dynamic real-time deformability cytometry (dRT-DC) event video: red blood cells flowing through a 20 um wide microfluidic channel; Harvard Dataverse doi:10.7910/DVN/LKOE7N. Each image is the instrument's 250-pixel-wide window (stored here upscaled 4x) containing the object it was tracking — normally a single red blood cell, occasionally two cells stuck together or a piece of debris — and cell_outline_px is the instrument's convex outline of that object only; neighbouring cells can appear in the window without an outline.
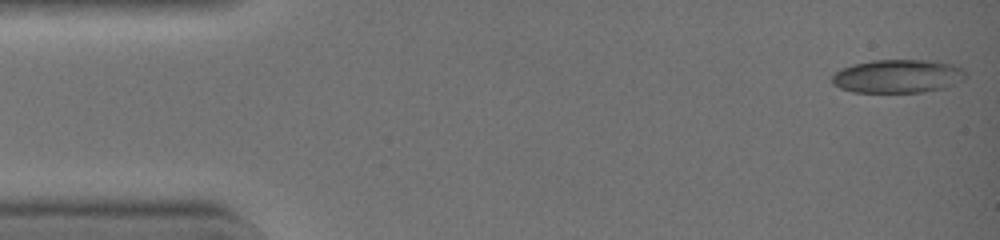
{"species": "common noctule bat (a hibernating species)", "species_latin": "Nyctalus noctula", "temperature_condition": "warm", "stored_images_in_passage": 5, "camera_frame_rate_fps": 3000, "um_per_image_px": 0.085, "animal": {"sex": "female", "body_mass_g": 19.0, "forearm_length_mm": 51.5}, "frame": {"image": 1, "passage_image": 1, "time_ms": 0.0, "image_size_px": [1000, 240], "cell_outline_px": [[964, 76], [944, 88], [920, 92], [852, 92], [840, 88], [832, 84], [832, 76], [836, 72], [852, 64], [872, 60], [932, 60], [952, 64], [960, 68], [964, 72]], "centroid_in_image_um": [76.23, 6.47], "position_along_channel_um": 8.8, "area_um2": 25.66}}